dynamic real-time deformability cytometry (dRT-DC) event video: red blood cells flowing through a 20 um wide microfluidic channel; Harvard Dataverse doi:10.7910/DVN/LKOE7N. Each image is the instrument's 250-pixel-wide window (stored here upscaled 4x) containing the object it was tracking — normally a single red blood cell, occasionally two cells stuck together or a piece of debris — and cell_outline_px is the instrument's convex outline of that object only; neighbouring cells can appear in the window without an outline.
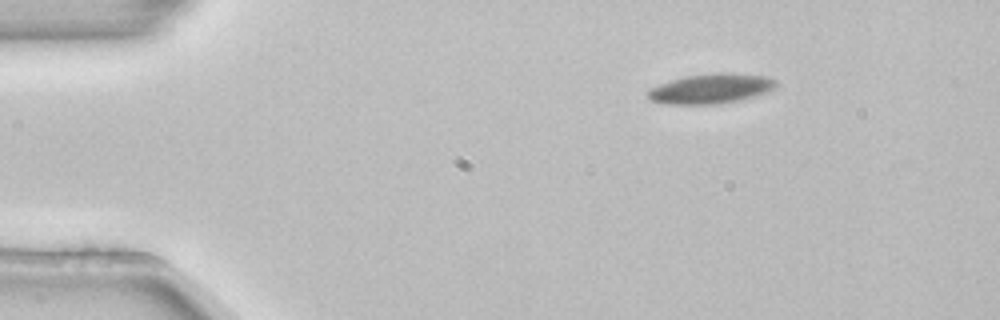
{"species": "common noctule bat (a hibernating species)", "species_latin": "Nyctalus noctula", "temperature_condition": "room temperature", "stored_images_in_passage": 2, "camera_frame_rate_fps": 3000, "um_per_image_px": 0.085, "animal": {"sex": "female", "body_mass_g": 22.7, "forearm_length_mm": 54.2}, "frame": {"image": 1, "passage_image": 1, "time_ms": 0.0, "image_size_px": [1000, 320], "cell_outline_px": [[776, 84], [768, 92], [756, 96], [740, 100], [716, 104], [668, 104], [652, 100], [648, 96], [648, 88], [672, 80], [688, 76], [720, 72], [724, 72], [768, 76], [776, 80]], "centroid_in_image_um": [60.46, 7.53], "position_along_channel_um": 24.5, "area_um2": 22.14}}